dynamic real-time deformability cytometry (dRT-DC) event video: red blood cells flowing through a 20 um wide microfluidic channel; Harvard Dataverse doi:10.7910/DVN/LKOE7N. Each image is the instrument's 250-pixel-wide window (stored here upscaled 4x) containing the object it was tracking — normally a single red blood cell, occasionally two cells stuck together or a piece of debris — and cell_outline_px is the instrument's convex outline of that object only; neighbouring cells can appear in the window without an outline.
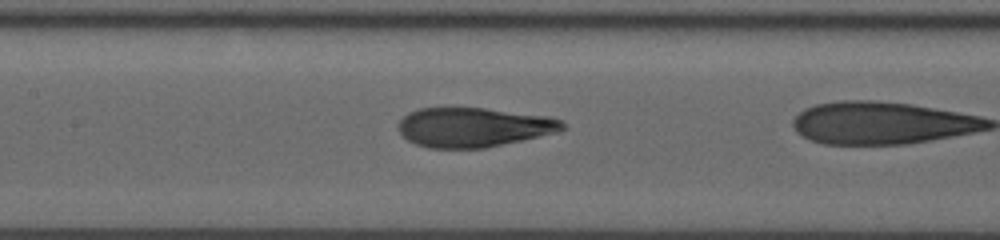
{"species": "human", "species_latin": "Homo sapiens", "temperature_condition": "room temperature", "stored_images_in_passage": 30, "camera_frame_rate_fps": 3000, "um_per_image_px": 0.085, "donor": {"sex": "male"}, "frame": {"image": 1, "passage_image": 9, "time_ms": 2.333, "image_size_px": [1000, 240], "cell_outline_px": [[564, 128], [556, 132], [484, 148], [428, 148], [416, 144], [408, 140], [400, 132], [396, 124], [408, 112], [420, 108], [484, 108], [548, 116], [560, 120], [564, 124]], "centroid_in_image_um": [40.19, 10.81], "position_along_channel_um": 167.2, "area_um2": 37.4}}